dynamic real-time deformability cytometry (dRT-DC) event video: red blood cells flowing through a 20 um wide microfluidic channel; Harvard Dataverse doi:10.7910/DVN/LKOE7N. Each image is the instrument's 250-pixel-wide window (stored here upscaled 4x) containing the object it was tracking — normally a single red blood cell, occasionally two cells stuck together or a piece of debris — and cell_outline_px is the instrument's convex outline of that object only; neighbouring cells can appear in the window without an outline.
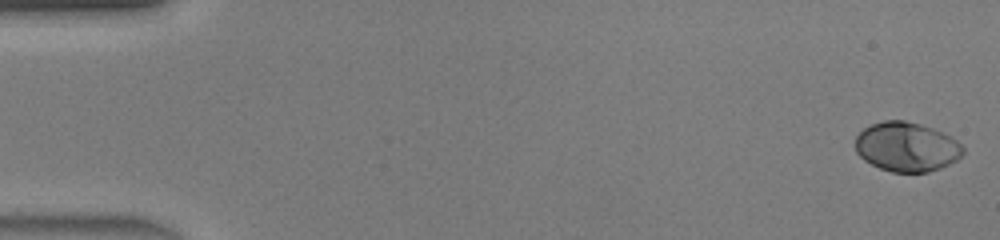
{"species": "human", "species_latin": "Homo sapiens", "temperature_condition": "warm", "stored_images_in_passage": 46, "camera_frame_rate_fps": 3000, "um_per_image_px": 0.085, "donor": {"sex": "male"}, "frame": {"image": 1, "passage_image": 1, "time_ms": 0.0, "image_size_px": [1000, 240], "cell_outline_px": [[964, 152], [956, 160], [940, 168], [928, 172], [892, 172], [880, 168], [864, 160], [856, 152], [856, 136], [864, 128], [872, 124], [884, 120], [904, 120], [920, 124], [932, 128], [956, 140], [964, 148]], "centroid_in_image_um": [77.04, 12.48], "position_along_channel_um": 8.0, "area_um2": 30.75}}
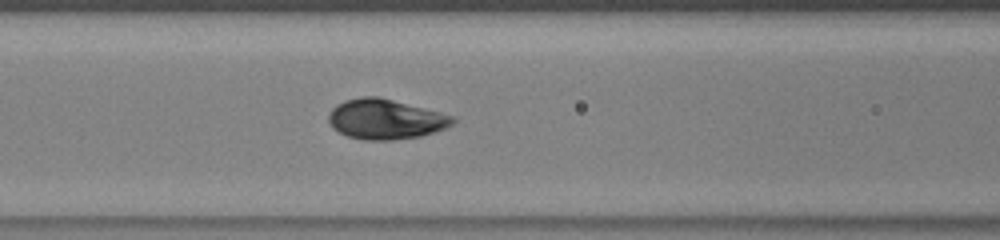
{"frame": {"image": 2, "passage_image": 20, "time_ms": 6.333, "image_size_px": [1000, 240], "cell_outline_px": [[456, 120], [452, 124], [444, 128], [420, 136], [392, 140], [364, 140], [348, 136], [332, 128], [328, 120], [328, 116], [332, 108], [336, 104], [344, 100], [360, 96], [380, 96], [456, 116]], "centroid_in_image_um": [32.75, 10.11], "position_along_channel_um": 133.8, "area_um2": 29.13}}
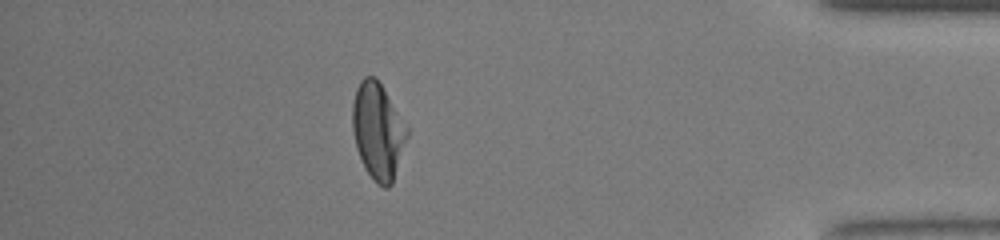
{"frame": {"image": 3, "passage_image": 41, "time_ms": 13.333, "image_size_px": [1000, 240], "cell_outline_px": [[408, 136], [392, 184], [388, 188], [384, 188], [376, 184], [364, 168], [356, 148], [352, 132], [352, 104], [356, 88], [360, 80], [364, 76], [376, 76], [408, 128]], "centroid_in_image_um": [32.1, 11.15], "position_along_channel_um": 403.1, "area_um2": 30.87}, "authors_computed_cell_mechanics": {"area_um2": 30.0271, "velocity_mm_per_s": 4.4596, "shape_relaxation_time_tau1_ms": 2.4041, "shape_relaxation_time_tau2_ms": null, "deformation_change_tau1": 0.1629, "deformation_change_tau2": null}}